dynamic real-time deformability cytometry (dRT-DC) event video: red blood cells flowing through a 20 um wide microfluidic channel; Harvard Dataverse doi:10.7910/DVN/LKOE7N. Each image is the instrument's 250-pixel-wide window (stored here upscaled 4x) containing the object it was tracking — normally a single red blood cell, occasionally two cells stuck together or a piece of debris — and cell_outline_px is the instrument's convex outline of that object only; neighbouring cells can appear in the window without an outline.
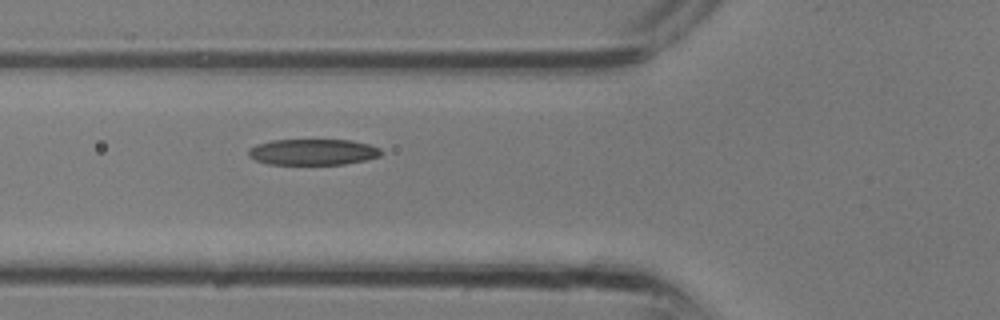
{"species": "common noctule bat (a hibernating species)", "species_latin": "Nyctalus noctula", "temperature_condition": "room temperature", "stored_images_in_passage": 2, "camera_frame_rate_fps": 3000, "um_per_image_px": 0.085, "animal": {"sex": "male", "body_mass_g": 13.3}, "frame": {"image": 1, "passage_image": 2, "time_ms": 0.333, "image_size_px": [1000, 320], "cell_outline_px": [[384, 152], [380, 156], [364, 160], [344, 164], [268, 164], [256, 160], [248, 156], [248, 148], [256, 144], [272, 140], [352, 140], [368, 144], [380, 148]], "centroid_in_image_um": [26.59, 12.91], "position_along_channel_um": 99.2, "area_um2": 20.17}}